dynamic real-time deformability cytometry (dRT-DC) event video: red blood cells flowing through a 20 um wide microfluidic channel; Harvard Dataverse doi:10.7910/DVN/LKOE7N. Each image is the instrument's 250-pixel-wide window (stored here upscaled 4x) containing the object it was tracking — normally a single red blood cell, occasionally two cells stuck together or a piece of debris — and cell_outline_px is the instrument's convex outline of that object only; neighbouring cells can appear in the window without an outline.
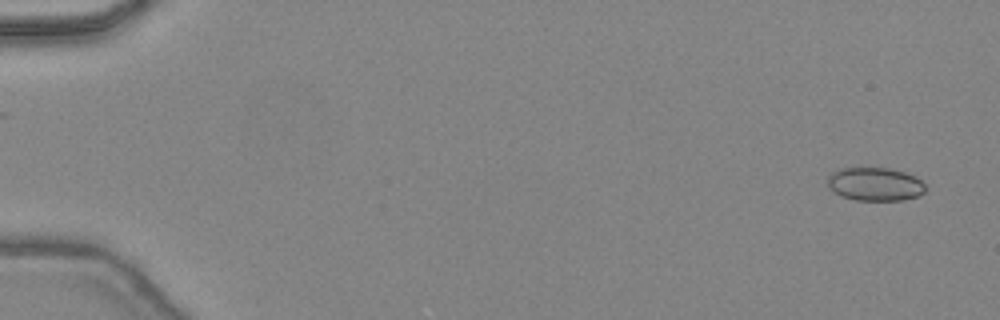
{"species": "common noctule bat (a hibernating species)", "species_latin": "Nyctalus noctula", "temperature_condition": "warm", "stored_images_in_passage": 35, "camera_frame_rate_fps": 3000, "um_per_image_px": 0.085, "animal": {"sex": "female", "body_mass_g": 24.6, "forearm_length_mm": 56.2}, "frame": {"image": 1, "passage_image": 3, "time_ms": 0.667, "image_size_px": [1000, 320], "cell_outline_px": [[924, 192], [920, 196], [904, 200], [856, 200], [840, 196], [832, 192], [828, 188], [828, 176], [832, 172], [840, 168], [888, 168], [904, 172], [916, 176], [924, 184]], "centroid_in_image_um": [74.35, 15.66], "position_along_channel_um": 10.6, "area_um2": 19.19}}
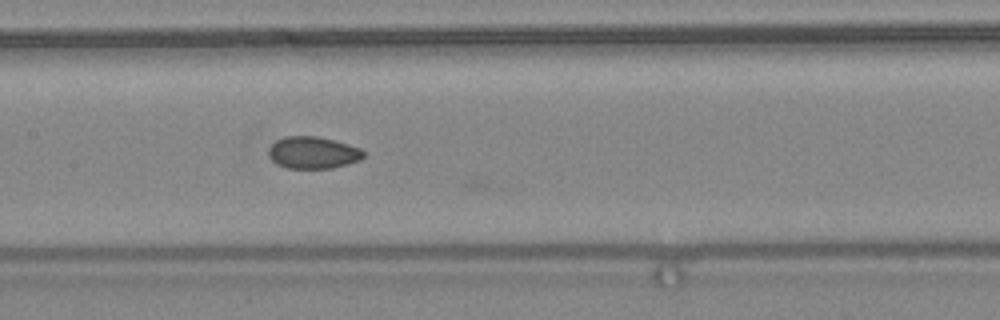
{"frame": {"image": 2, "passage_image": 25, "time_ms": 8.0, "image_size_px": [1000, 320], "cell_outline_px": [[364, 156], [360, 160], [348, 164], [332, 168], [288, 168], [276, 164], [268, 156], [268, 148], [276, 140], [284, 136], [316, 136], [348, 144], [360, 148], [364, 152]], "centroid_in_image_um": [26.58, 12.97], "position_along_channel_um": 180.8, "area_um2": 17.74}}
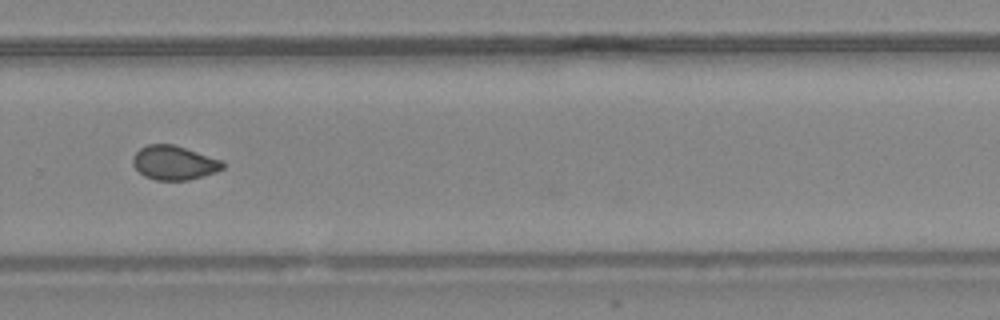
{"frame": {"image": 3, "passage_image": 34, "time_ms": 11.0, "image_size_px": [1000, 320], "cell_outline_px": [[224, 168], [216, 172], [188, 180], [156, 180], [144, 176], [132, 164], [132, 156], [140, 148], [148, 144], [172, 144], [224, 160]], "centroid_in_image_um": [14.8, 13.83], "position_along_channel_um": 315.0, "area_um2": 17.92}}